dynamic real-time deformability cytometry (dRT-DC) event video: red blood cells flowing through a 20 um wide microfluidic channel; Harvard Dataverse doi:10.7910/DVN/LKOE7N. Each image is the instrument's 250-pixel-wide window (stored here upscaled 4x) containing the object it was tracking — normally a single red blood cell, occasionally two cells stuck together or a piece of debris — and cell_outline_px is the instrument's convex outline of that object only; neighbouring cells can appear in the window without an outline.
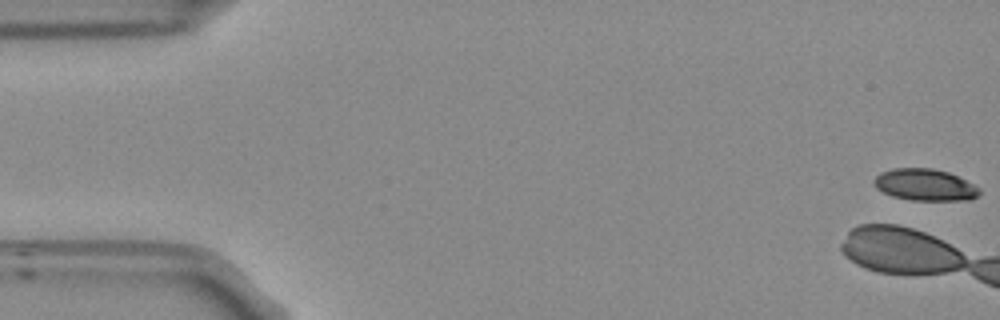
{"species": "Egyptian fruit bat (a non-hibernating species)", "species_latin": "Rousettus aegyptiacus", "temperature_condition": "room temperature", "stored_images_in_passage": 11, "camera_frame_rate_fps": 3000, "um_per_image_px": 0.085, "frame": {"image": 1, "passage_image": 1, "time_ms": 0.0, "image_size_px": [1000, 320], "cell_outline_px": [[980, 192], [976, 196], [968, 200], [912, 200], [892, 196], [876, 188], [872, 180], [880, 172], [892, 168], [932, 168], [948, 172], [980, 188]], "centroid_in_image_um": [78.57, 15.7], "position_along_channel_um": 6.4, "area_um2": 19.36}}